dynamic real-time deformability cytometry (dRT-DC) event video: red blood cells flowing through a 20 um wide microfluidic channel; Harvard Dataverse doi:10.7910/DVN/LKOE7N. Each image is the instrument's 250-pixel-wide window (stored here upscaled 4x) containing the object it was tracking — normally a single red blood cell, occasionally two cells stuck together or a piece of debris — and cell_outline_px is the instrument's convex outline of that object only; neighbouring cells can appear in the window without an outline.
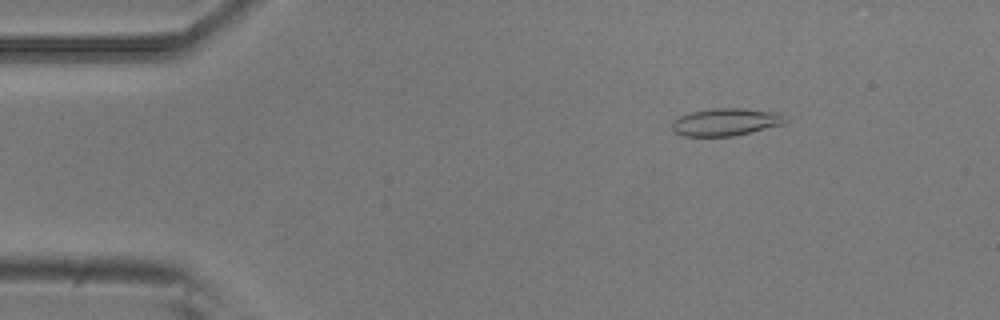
{"species": "common noctule bat (a hibernating species)", "species_latin": "Nyctalus noctula", "temperature_condition": "room temperature", "stored_images_in_passage": 4, "camera_frame_rate_fps": 3000, "um_per_image_px": 0.085, "animal": {"sex": "male", "body_mass_g": 20.5, "forearm_length_mm": 52.5}, "frame": {"image": 1, "passage_image": 2, "time_ms": 0.333, "image_size_px": [1000, 320], "cell_outline_px": [[788, 120], [784, 124], [732, 136], [684, 136], [676, 132], [672, 128], [672, 120], [680, 116], [692, 112], [712, 108], [744, 108], [780, 112]], "centroid_in_image_um": [61.72, 10.36], "position_along_channel_um": 23.3, "area_um2": 18.15}}